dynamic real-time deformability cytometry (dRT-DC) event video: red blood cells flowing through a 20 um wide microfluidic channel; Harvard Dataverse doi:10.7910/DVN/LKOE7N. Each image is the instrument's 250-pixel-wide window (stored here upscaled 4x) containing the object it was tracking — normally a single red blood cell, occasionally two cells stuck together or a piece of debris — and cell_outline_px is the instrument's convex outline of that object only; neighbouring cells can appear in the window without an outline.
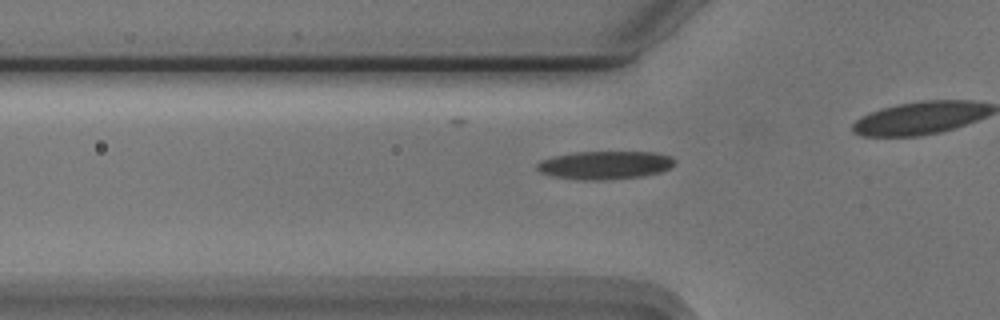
{"species": "Egyptian fruit bat (a non-hibernating species)", "species_latin": "Rousettus aegyptiacus", "temperature_condition": "cold", "stored_images_in_passage": 29, "camera_frame_rate_fps": 3000, "um_per_image_px": 0.085, "animal": {"sex": "male"}, "frame": {"image": 1, "passage_image": 4, "time_ms": 1.0, "image_size_px": [1000, 320], "cell_outline_px": [[676, 160], [668, 168], [660, 172], [640, 176], [604, 180], [580, 180], [556, 176], [540, 172], [536, 168], [536, 164], [540, 160], [556, 156], [576, 152], [652, 152], [672, 156]], "centroid_in_image_um": [51.41, 14.03], "position_along_channel_um": 74.4, "area_um2": 22.37}}
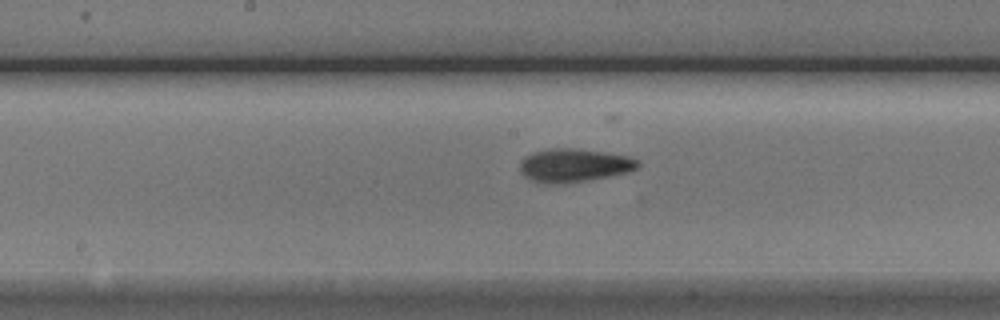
{"frame": {"image": 2, "passage_image": 14, "time_ms": 4.333, "image_size_px": [1000, 320], "cell_outline_px": [[640, 164], [636, 168], [624, 172], [608, 176], [564, 184], [536, 184], [520, 168], [520, 164], [528, 156], [536, 152], [552, 148], [572, 148], [628, 156], [636, 160]], "centroid_in_image_um": [48.78, 14.07], "position_along_channel_um": 199.4, "area_um2": 22.25}}
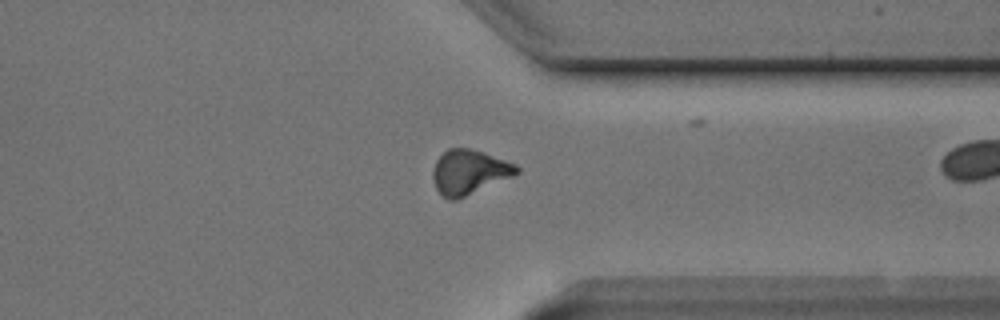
{"frame": {"image": 3, "passage_image": 28, "time_ms": 9.0, "image_size_px": [1000, 320], "cell_outline_px": [[520, 172], [512, 176], [456, 200], [448, 200], [436, 188], [432, 180], [432, 172], [436, 160], [448, 148], [468, 148], [484, 152], [516, 164], [520, 168]], "centroid_in_image_um": [39.87, 14.61], "position_along_channel_um": 371.5, "area_um2": 21.62}}